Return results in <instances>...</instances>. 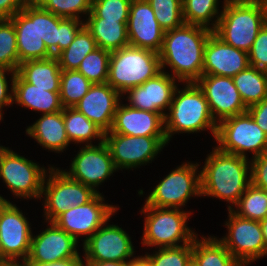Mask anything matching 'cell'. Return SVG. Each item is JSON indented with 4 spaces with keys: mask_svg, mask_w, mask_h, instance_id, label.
<instances>
[{
    "mask_svg": "<svg viewBox=\"0 0 267 266\" xmlns=\"http://www.w3.org/2000/svg\"><path fill=\"white\" fill-rule=\"evenodd\" d=\"M187 266H199V265L193 258H191Z\"/></svg>",
    "mask_w": 267,
    "mask_h": 266,
    "instance_id": "6f0895ef",
    "label": "cell"
},
{
    "mask_svg": "<svg viewBox=\"0 0 267 266\" xmlns=\"http://www.w3.org/2000/svg\"><path fill=\"white\" fill-rule=\"evenodd\" d=\"M143 245L159 248L179 247L193 242L197 236L187 226L188 215L179 209L160 208L145 205L141 213H146ZM182 239L183 244L177 243ZM161 246V247H160Z\"/></svg>",
    "mask_w": 267,
    "mask_h": 266,
    "instance_id": "8992f818",
    "label": "cell"
},
{
    "mask_svg": "<svg viewBox=\"0 0 267 266\" xmlns=\"http://www.w3.org/2000/svg\"><path fill=\"white\" fill-rule=\"evenodd\" d=\"M249 66L248 53L228 45L213 31L204 47L202 75L234 77Z\"/></svg>",
    "mask_w": 267,
    "mask_h": 266,
    "instance_id": "ffe728a7",
    "label": "cell"
},
{
    "mask_svg": "<svg viewBox=\"0 0 267 266\" xmlns=\"http://www.w3.org/2000/svg\"><path fill=\"white\" fill-rule=\"evenodd\" d=\"M161 71L159 53L129 45L111 52L107 83L122 95Z\"/></svg>",
    "mask_w": 267,
    "mask_h": 266,
    "instance_id": "277c9868",
    "label": "cell"
},
{
    "mask_svg": "<svg viewBox=\"0 0 267 266\" xmlns=\"http://www.w3.org/2000/svg\"><path fill=\"white\" fill-rule=\"evenodd\" d=\"M111 52L96 48L88 53L80 63L77 71L91 83H106L108 79L109 59Z\"/></svg>",
    "mask_w": 267,
    "mask_h": 266,
    "instance_id": "d590c367",
    "label": "cell"
},
{
    "mask_svg": "<svg viewBox=\"0 0 267 266\" xmlns=\"http://www.w3.org/2000/svg\"><path fill=\"white\" fill-rule=\"evenodd\" d=\"M247 160L215 148L200 172L201 195L225 199L236 205L251 184Z\"/></svg>",
    "mask_w": 267,
    "mask_h": 266,
    "instance_id": "7a4b0ae2",
    "label": "cell"
},
{
    "mask_svg": "<svg viewBox=\"0 0 267 266\" xmlns=\"http://www.w3.org/2000/svg\"><path fill=\"white\" fill-rule=\"evenodd\" d=\"M46 172L44 168L6 147L1 152L0 177L17 197L41 199Z\"/></svg>",
    "mask_w": 267,
    "mask_h": 266,
    "instance_id": "8fae6325",
    "label": "cell"
},
{
    "mask_svg": "<svg viewBox=\"0 0 267 266\" xmlns=\"http://www.w3.org/2000/svg\"><path fill=\"white\" fill-rule=\"evenodd\" d=\"M171 76L161 71L142 85L127 90L130 102L128 106L166 115L162 110L170 107L174 91L177 88L175 76Z\"/></svg>",
    "mask_w": 267,
    "mask_h": 266,
    "instance_id": "7402d4cb",
    "label": "cell"
},
{
    "mask_svg": "<svg viewBox=\"0 0 267 266\" xmlns=\"http://www.w3.org/2000/svg\"><path fill=\"white\" fill-rule=\"evenodd\" d=\"M119 96L120 93L107 82L95 83L74 108L107 132L112 127Z\"/></svg>",
    "mask_w": 267,
    "mask_h": 266,
    "instance_id": "603a6c76",
    "label": "cell"
},
{
    "mask_svg": "<svg viewBox=\"0 0 267 266\" xmlns=\"http://www.w3.org/2000/svg\"><path fill=\"white\" fill-rule=\"evenodd\" d=\"M147 2L165 32L184 24L182 0H147Z\"/></svg>",
    "mask_w": 267,
    "mask_h": 266,
    "instance_id": "8d00e7d4",
    "label": "cell"
},
{
    "mask_svg": "<svg viewBox=\"0 0 267 266\" xmlns=\"http://www.w3.org/2000/svg\"><path fill=\"white\" fill-rule=\"evenodd\" d=\"M92 3L89 0H43L40 6L56 16L79 20L80 13L91 12Z\"/></svg>",
    "mask_w": 267,
    "mask_h": 266,
    "instance_id": "b9f144b4",
    "label": "cell"
},
{
    "mask_svg": "<svg viewBox=\"0 0 267 266\" xmlns=\"http://www.w3.org/2000/svg\"><path fill=\"white\" fill-rule=\"evenodd\" d=\"M229 4H259L261 0H224Z\"/></svg>",
    "mask_w": 267,
    "mask_h": 266,
    "instance_id": "f5cc1de1",
    "label": "cell"
},
{
    "mask_svg": "<svg viewBox=\"0 0 267 266\" xmlns=\"http://www.w3.org/2000/svg\"><path fill=\"white\" fill-rule=\"evenodd\" d=\"M0 260H2V245H1V240H0Z\"/></svg>",
    "mask_w": 267,
    "mask_h": 266,
    "instance_id": "91938a15",
    "label": "cell"
},
{
    "mask_svg": "<svg viewBox=\"0 0 267 266\" xmlns=\"http://www.w3.org/2000/svg\"><path fill=\"white\" fill-rule=\"evenodd\" d=\"M223 6L212 31L228 45L248 53L263 27L260 5L224 2Z\"/></svg>",
    "mask_w": 267,
    "mask_h": 266,
    "instance_id": "5b68a950",
    "label": "cell"
},
{
    "mask_svg": "<svg viewBox=\"0 0 267 266\" xmlns=\"http://www.w3.org/2000/svg\"><path fill=\"white\" fill-rule=\"evenodd\" d=\"M260 225L264 237L265 247L267 249V217L260 221Z\"/></svg>",
    "mask_w": 267,
    "mask_h": 266,
    "instance_id": "db71d44e",
    "label": "cell"
},
{
    "mask_svg": "<svg viewBox=\"0 0 267 266\" xmlns=\"http://www.w3.org/2000/svg\"><path fill=\"white\" fill-rule=\"evenodd\" d=\"M16 73L28 83L51 92H60L62 70L55 56L22 62Z\"/></svg>",
    "mask_w": 267,
    "mask_h": 266,
    "instance_id": "4316f807",
    "label": "cell"
},
{
    "mask_svg": "<svg viewBox=\"0 0 267 266\" xmlns=\"http://www.w3.org/2000/svg\"><path fill=\"white\" fill-rule=\"evenodd\" d=\"M215 139L220 151L245 158V151H252V158L267 151V134L248 112L221 121Z\"/></svg>",
    "mask_w": 267,
    "mask_h": 266,
    "instance_id": "52a82bcc",
    "label": "cell"
},
{
    "mask_svg": "<svg viewBox=\"0 0 267 266\" xmlns=\"http://www.w3.org/2000/svg\"><path fill=\"white\" fill-rule=\"evenodd\" d=\"M104 142L116 169L146 164L168 143L166 136H129L118 133H105Z\"/></svg>",
    "mask_w": 267,
    "mask_h": 266,
    "instance_id": "7c38bea8",
    "label": "cell"
},
{
    "mask_svg": "<svg viewBox=\"0 0 267 266\" xmlns=\"http://www.w3.org/2000/svg\"><path fill=\"white\" fill-rule=\"evenodd\" d=\"M92 84L77 70H62L59 93L62 107H74Z\"/></svg>",
    "mask_w": 267,
    "mask_h": 266,
    "instance_id": "836d02e7",
    "label": "cell"
},
{
    "mask_svg": "<svg viewBox=\"0 0 267 266\" xmlns=\"http://www.w3.org/2000/svg\"><path fill=\"white\" fill-rule=\"evenodd\" d=\"M236 207L238 211L234 213L242 218L256 221L265 219L267 217V190L257 188L251 183L239 198Z\"/></svg>",
    "mask_w": 267,
    "mask_h": 266,
    "instance_id": "e575fe53",
    "label": "cell"
},
{
    "mask_svg": "<svg viewBox=\"0 0 267 266\" xmlns=\"http://www.w3.org/2000/svg\"><path fill=\"white\" fill-rule=\"evenodd\" d=\"M259 5L262 10L263 26L267 27V0H261Z\"/></svg>",
    "mask_w": 267,
    "mask_h": 266,
    "instance_id": "816d5d0a",
    "label": "cell"
},
{
    "mask_svg": "<svg viewBox=\"0 0 267 266\" xmlns=\"http://www.w3.org/2000/svg\"><path fill=\"white\" fill-rule=\"evenodd\" d=\"M26 5H40L43 0H24Z\"/></svg>",
    "mask_w": 267,
    "mask_h": 266,
    "instance_id": "9f6ffc18",
    "label": "cell"
},
{
    "mask_svg": "<svg viewBox=\"0 0 267 266\" xmlns=\"http://www.w3.org/2000/svg\"><path fill=\"white\" fill-rule=\"evenodd\" d=\"M74 18H63L44 10L39 5V30L48 51L56 56L66 49L84 23Z\"/></svg>",
    "mask_w": 267,
    "mask_h": 266,
    "instance_id": "d4e9b609",
    "label": "cell"
},
{
    "mask_svg": "<svg viewBox=\"0 0 267 266\" xmlns=\"http://www.w3.org/2000/svg\"><path fill=\"white\" fill-rule=\"evenodd\" d=\"M4 148H5V147L0 146V156H1V152H2V150H3Z\"/></svg>",
    "mask_w": 267,
    "mask_h": 266,
    "instance_id": "94428289",
    "label": "cell"
},
{
    "mask_svg": "<svg viewBox=\"0 0 267 266\" xmlns=\"http://www.w3.org/2000/svg\"><path fill=\"white\" fill-rule=\"evenodd\" d=\"M132 0H96L91 5L88 18H102L128 23Z\"/></svg>",
    "mask_w": 267,
    "mask_h": 266,
    "instance_id": "ab89813d",
    "label": "cell"
},
{
    "mask_svg": "<svg viewBox=\"0 0 267 266\" xmlns=\"http://www.w3.org/2000/svg\"><path fill=\"white\" fill-rule=\"evenodd\" d=\"M5 202H7V200L0 196V207H1Z\"/></svg>",
    "mask_w": 267,
    "mask_h": 266,
    "instance_id": "680465c9",
    "label": "cell"
},
{
    "mask_svg": "<svg viewBox=\"0 0 267 266\" xmlns=\"http://www.w3.org/2000/svg\"><path fill=\"white\" fill-rule=\"evenodd\" d=\"M17 35L19 63L46 59L53 55L48 51L39 30V5H26L13 17L8 18Z\"/></svg>",
    "mask_w": 267,
    "mask_h": 266,
    "instance_id": "d6986e66",
    "label": "cell"
},
{
    "mask_svg": "<svg viewBox=\"0 0 267 266\" xmlns=\"http://www.w3.org/2000/svg\"><path fill=\"white\" fill-rule=\"evenodd\" d=\"M177 90L169 107L170 115L164 117L167 141L173 132L194 133L206 128H210L216 137L218 123L212 117L202 89L196 82H188L182 91Z\"/></svg>",
    "mask_w": 267,
    "mask_h": 266,
    "instance_id": "3957f363",
    "label": "cell"
},
{
    "mask_svg": "<svg viewBox=\"0 0 267 266\" xmlns=\"http://www.w3.org/2000/svg\"><path fill=\"white\" fill-rule=\"evenodd\" d=\"M19 65L16 31L13 23L5 18L0 20V66L17 71Z\"/></svg>",
    "mask_w": 267,
    "mask_h": 266,
    "instance_id": "74e56055",
    "label": "cell"
},
{
    "mask_svg": "<svg viewBox=\"0 0 267 266\" xmlns=\"http://www.w3.org/2000/svg\"><path fill=\"white\" fill-rule=\"evenodd\" d=\"M209 105L213 119L219 123L227 118L247 112V107L234 85L232 77L202 75L197 81ZM216 114V116H215Z\"/></svg>",
    "mask_w": 267,
    "mask_h": 266,
    "instance_id": "9a60e30c",
    "label": "cell"
},
{
    "mask_svg": "<svg viewBox=\"0 0 267 266\" xmlns=\"http://www.w3.org/2000/svg\"><path fill=\"white\" fill-rule=\"evenodd\" d=\"M127 30L130 46L161 51L165 31L147 0L131 1Z\"/></svg>",
    "mask_w": 267,
    "mask_h": 266,
    "instance_id": "ac0fdd59",
    "label": "cell"
},
{
    "mask_svg": "<svg viewBox=\"0 0 267 266\" xmlns=\"http://www.w3.org/2000/svg\"><path fill=\"white\" fill-rule=\"evenodd\" d=\"M0 266H27V261L23 260V263L19 264L18 260L4 259L0 260Z\"/></svg>",
    "mask_w": 267,
    "mask_h": 266,
    "instance_id": "f907efd6",
    "label": "cell"
},
{
    "mask_svg": "<svg viewBox=\"0 0 267 266\" xmlns=\"http://www.w3.org/2000/svg\"><path fill=\"white\" fill-rule=\"evenodd\" d=\"M198 164H182L169 173L150 193L145 205L160 208L179 209L191 195H201L200 174L196 173Z\"/></svg>",
    "mask_w": 267,
    "mask_h": 266,
    "instance_id": "9c48e42d",
    "label": "cell"
},
{
    "mask_svg": "<svg viewBox=\"0 0 267 266\" xmlns=\"http://www.w3.org/2000/svg\"><path fill=\"white\" fill-rule=\"evenodd\" d=\"M244 105L249 108L267 98V72L248 66L232 77Z\"/></svg>",
    "mask_w": 267,
    "mask_h": 266,
    "instance_id": "f546056e",
    "label": "cell"
},
{
    "mask_svg": "<svg viewBox=\"0 0 267 266\" xmlns=\"http://www.w3.org/2000/svg\"><path fill=\"white\" fill-rule=\"evenodd\" d=\"M165 115L135 109L119 103L112 127L105 133H118L129 136H166Z\"/></svg>",
    "mask_w": 267,
    "mask_h": 266,
    "instance_id": "cb8c5ba5",
    "label": "cell"
},
{
    "mask_svg": "<svg viewBox=\"0 0 267 266\" xmlns=\"http://www.w3.org/2000/svg\"><path fill=\"white\" fill-rule=\"evenodd\" d=\"M63 120L70 142L82 143L87 141L88 143L90 140L91 145L93 138H99L100 143L104 141L105 132L74 107L63 108Z\"/></svg>",
    "mask_w": 267,
    "mask_h": 266,
    "instance_id": "1f68e13d",
    "label": "cell"
},
{
    "mask_svg": "<svg viewBox=\"0 0 267 266\" xmlns=\"http://www.w3.org/2000/svg\"><path fill=\"white\" fill-rule=\"evenodd\" d=\"M3 19H5V18L0 14V20H3Z\"/></svg>",
    "mask_w": 267,
    "mask_h": 266,
    "instance_id": "6125c7cd",
    "label": "cell"
},
{
    "mask_svg": "<svg viewBox=\"0 0 267 266\" xmlns=\"http://www.w3.org/2000/svg\"><path fill=\"white\" fill-rule=\"evenodd\" d=\"M29 222L9 201L0 207V240L2 260H27L32 240Z\"/></svg>",
    "mask_w": 267,
    "mask_h": 266,
    "instance_id": "5bb4252c",
    "label": "cell"
},
{
    "mask_svg": "<svg viewBox=\"0 0 267 266\" xmlns=\"http://www.w3.org/2000/svg\"><path fill=\"white\" fill-rule=\"evenodd\" d=\"M154 255L143 256L151 266H187L192 258V243L179 247L159 248Z\"/></svg>",
    "mask_w": 267,
    "mask_h": 266,
    "instance_id": "60d3db41",
    "label": "cell"
},
{
    "mask_svg": "<svg viewBox=\"0 0 267 266\" xmlns=\"http://www.w3.org/2000/svg\"><path fill=\"white\" fill-rule=\"evenodd\" d=\"M192 258L199 266H243L216 238H204L192 242Z\"/></svg>",
    "mask_w": 267,
    "mask_h": 266,
    "instance_id": "4dcf8cb0",
    "label": "cell"
},
{
    "mask_svg": "<svg viewBox=\"0 0 267 266\" xmlns=\"http://www.w3.org/2000/svg\"><path fill=\"white\" fill-rule=\"evenodd\" d=\"M130 266H151L144 257H137Z\"/></svg>",
    "mask_w": 267,
    "mask_h": 266,
    "instance_id": "11a10c76",
    "label": "cell"
},
{
    "mask_svg": "<svg viewBox=\"0 0 267 266\" xmlns=\"http://www.w3.org/2000/svg\"><path fill=\"white\" fill-rule=\"evenodd\" d=\"M84 23L97 47L109 52L129 46L127 23L102 18H88Z\"/></svg>",
    "mask_w": 267,
    "mask_h": 266,
    "instance_id": "f1b7e54d",
    "label": "cell"
},
{
    "mask_svg": "<svg viewBox=\"0 0 267 266\" xmlns=\"http://www.w3.org/2000/svg\"><path fill=\"white\" fill-rule=\"evenodd\" d=\"M247 112L251 115L257 125L267 134V98L250 106Z\"/></svg>",
    "mask_w": 267,
    "mask_h": 266,
    "instance_id": "f6af8a7d",
    "label": "cell"
},
{
    "mask_svg": "<svg viewBox=\"0 0 267 266\" xmlns=\"http://www.w3.org/2000/svg\"><path fill=\"white\" fill-rule=\"evenodd\" d=\"M96 48H98L96 41L84 25L72 43L55 57L61 70H77L85 56Z\"/></svg>",
    "mask_w": 267,
    "mask_h": 266,
    "instance_id": "d6a6232c",
    "label": "cell"
},
{
    "mask_svg": "<svg viewBox=\"0 0 267 266\" xmlns=\"http://www.w3.org/2000/svg\"><path fill=\"white\" fill-rule=\"evenodd\" d=\"M212 29L183 24L164 33L159 52L161 68L169 65L180 81L196 82L202 76L204 47Z\"/></svg>",
    "mask_w": 267,
    "mask_h": 266,
    "instance_id": "6da1fadb",
    "label": "cell"
},
{
    "mask_svg": "<svg viewBox=\"0 0 267 266\" xmlns=\"http://www.w3.org/2000/svg\"><path fill=\"white\" fill-rule=\"evenodd\" d=\"M13 101L43 114H53L63 110L60 92H51L25 82L17 73H12Z\"/></svg>",
    "mask_w": 267,
    "mask_h": 266,
    "instance_id": "484cf974",
    "label": "cell"
},
{
    "mask_svg": "<svg viewBox=\"0 0 267 266\" xmlns=\"http://www.w3.org/2000/svg\"><path fill=\"white\" fill-rule=\"evenodd\" d=\"M101 226L84 242L86 262H125L134 248L128 234L116 225Z\"/></svg>",
    "mask_w": 267,
    "mask_h": 266,
    "instance_id": "e0dca14e",
    "label": "cell"
},
{
    "mask_svg": "<svg viewBox=\"0 0 267 266\" xmlns=\"http://www.w3.org/2000/svg\"><path fill=\"white\" fill-rule=\"evenodd\" d=\"M218 0H182L183 20L185 24L199 25L206 28L211 18L218 14Z\"/></svg>",
    "mask_w": 267,
    "mask_h": 266,
    "instance_id": "f35d334b",
    "label": "cell"
},
{
    "mask_svg": "<svg viewBox=\"0 0 267 266\" xmlns=\"http://www.w3.org/2000/svg\"><path fill=\"white\" fill-rule=\"evenodd\" d=\"M46 149L63 151L70 143L64 127L63 110L53 114H43L32 126L26 129Z\"/></svg>",
    "mask_w": 267,
    "mask_h": 266,
    "instance_id": "83f0119b",
    "label": "cell"
},
{
    "mask_svg": "<svg viewBox=\"0 0 267 266\" xmlns=\"http://www.w3.org/2000/svg\"><path fill=\"white\" fill-rule=\"evenodd\" d=\"M49 170V179L46 183L44 179L42 193L46 196L44 210L50 223L69 208L86 204L98 193L97 190L71 179L64 171H55L53 167Z\"/></svg>",
    "mask_w": 267,
    "mask_h": 266,
    "instance_id": "ba28073f",
    "label": "cell"
},
{
    "mask_svg": "<svg viewBox=\"0 0 267 266\" xmlns=\"http://www.w3.org/2000/svg\"><path fill=\"white\" fill-rule=\"evenodd\" d=\"M226 224L228 236L219 240L243 266L267 255L260 221L246 219L234 213L231 206Z\"/></svg>",
    "mask_w": 267,
    "mask_h": 266,
    "instance_id": "30bf717a",
    "label": "cell"
},
{
    "mask_svg": "<svg viewBox=\"0 0 267 266\" xmlns=\"http://www.w3.org/2000/svg\"><path fill=\"white\" fill-rule=\"evenodd\" d=\"M134 258L130 261L118 262V261H102V262H86V265L83 266H130V264L136 260Z\"/></svg>",
    "mask_w": 267,
    "mask_h": 266,
    "instance_id": "681fc988",
    "label": "cell"
},
{
    "mask_svg": "<svg viewBox=\"0 0 267 266\" xmlns=\"http://www.w3.org/2000/svg\"><path fill=\"white\" fill-rule=\"evenodd\" d=\"M116 171L110 151L103 141L98 146L89 143L82 148L72 161L69 172L64 171L71 179L84 185L97 187Z\"/></svg>",
    "mask_w": 267,
    "mask_h": 266,
    "instance_id": "2e32d148",
    "label": "cell"
},
{
    "mask_svg": "<svg viewBox=\"0 0 267 266\" xmlns=\"http://www.w3.org/2000/svg\"><path fill=\"white\" fill-rule=\"evenodd\" d=\"M250 164L251 183L257 188L267 190V151L252 159Z\"/></svg>",
    "mask_w": 267,
    "mask_h": 266,
    "instance_id": "ee69618b",
    "label": "cell"
},
{
    "mask_svg": "<svg viewBox=\"0 0 267 266\" xmlns=\"http://www.w3.org/2000/svg\"><path fill=\"white\" fill-rule=\"evenodd\" d=\"M83 265L84 263L81 258L63 259L52 263L27 262V266H83Z\"/></svg>",
    "mask_w": 267,
    "mask_h": 266,
    "instance_id": "c3c4849f",
    "label": "cell"
},
{
    "mask_svg": "<svg viewBox=\"0 0 267 266\" xmlns=\"http://www.w3.org/2000/svg\"><path fill=\"white\" fill-rule=\"evenodd\" d=\"M75 240L53 222L41 234L33 237L27 262L52 263L55 261L80 258Z\"/></svg>",
    "mask_w": 267,
    "mask_h": 266,
    "instance_id": "44dd1931",
    "label": "cell"
},
{
    "mask_svg": "<svg viewBox=\"0 0 267 266\" xmlns=\"http://www.w3.org/2000/svg\"><path fill=\"white\" fill-rule=\"evenodd\" d=\"M104 198L97 193L86 204L69 208L58 216L53 223L71 235L75 240L80 235L89 239L101 226L107 224L117 207L103 203Z\"/></svg>",
    "mask_w": 267,
    "mask_h": 266,
    "instance_id": "4fadbf2b",
    "label": "cell"
},
{
    "mask_svg": "<svg viewBox=\"0 0 267 266\" xmlns=\"http://www.w3.org/2000/svg\"><path fill=\"white\" fill-rule=\"evenodd\" d=\"M16 73V71L0 66V116L2 117V107L13 103V93H8V84L5 72Z\"/></svg>",
    "mask_w": 267,
    "mask_h": 266,
    "instance_id": "bcb514c9",
    "label": "cell"
},
{
    "mask_svg": "<svg viewBox=\"0 0 267 266\" xmlns=\"http://www.w3.org/2000/svg\"><path fill=\"white\" fill-rule=\"evenodd\" d=\"M26 6L24 0H0V14L4 18L13 17Z\"/></svg>",
    "mask_w": 267,
    "mask_h": 266,
    "instance_id": "7dc6e473",
    "label": "cell"
},
{
    "mask_svg": "<svg viewBox=\"0 0 267 266\" xmlns=\"http://www.w3.org/2000/svg\"><path fill=\"white\" fill-rule=\"evenodd\" d=\"M249 66L267 72V27L263 26L248 52Z\"/></svg>",
    "mask_w": 267,
    "mask_h": 266,
    "instance_id": "7bdbcfd3",
    "label": "cell"
}]
</instances>
